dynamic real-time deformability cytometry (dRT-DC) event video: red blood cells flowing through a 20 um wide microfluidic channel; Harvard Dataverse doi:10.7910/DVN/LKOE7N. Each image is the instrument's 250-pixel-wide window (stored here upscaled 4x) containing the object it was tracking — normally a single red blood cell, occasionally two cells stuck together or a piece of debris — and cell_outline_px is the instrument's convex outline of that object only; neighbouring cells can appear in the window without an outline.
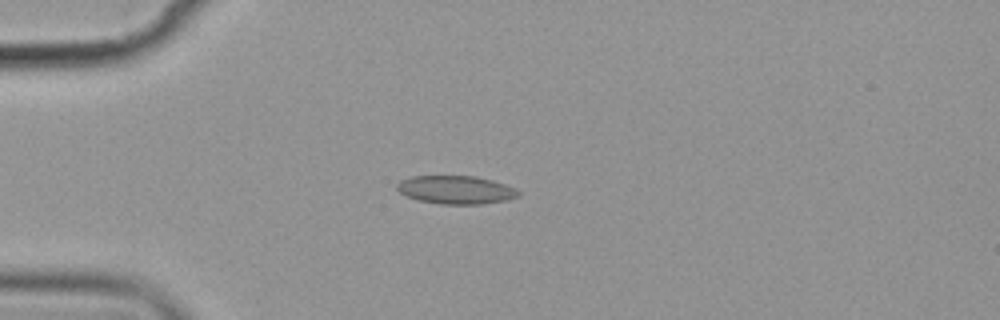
{"species": "common noctule bat (a hibernating species)", "species_latin": "Nyctalus noctula", "temperature_condition": "cold", "stored_images_in_passage": 8, "camera_frame_rate_fps": 3000, "um_per_image_px": 0.085, "animal": {"sex": "female", "body_mass_g": 19.9}, "frame": {"image": 1, "passage_image": 4, "time_ms": 3.667, "image_size_px": [1000, 320], "cell_outline_px": [[520, 196], [504, 200], [480, 204], [440, 204], [416, 200], [400, 192], [396, 188], [396, 184], [400, 180], [412, 176], [476, 176], [492, 180], [516, 188], [520, 192]], "centroid_in_image_um": [38.74, 16.13], "position_along_channel_um": 46.3, "area_um2": 20.0}}
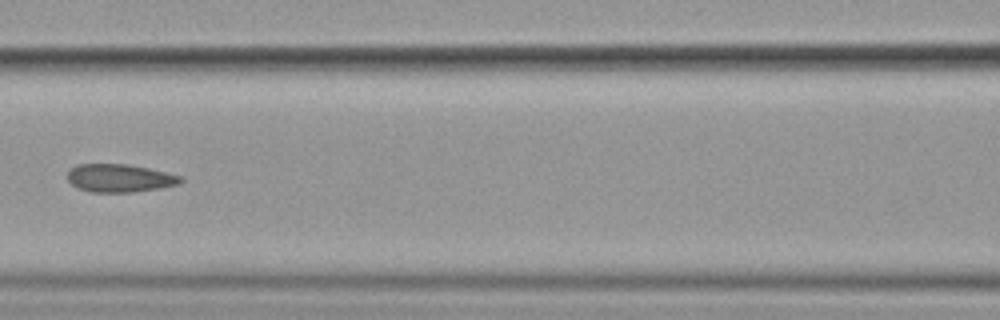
{"frame": {"image": 2, "passage_image": 7, "time_ms": 7.333, "image_size_px": [1000, 320], "cell_outline_px": [[184, 180], [180, 184], [160, 188], [132, 192], [92, 192], [80, 188], [72, 184], [68, 180], [68, 172], [76, 164], [128, 164], [148, 168], [184, 176]], "centroid_in_image_um": [10.23, 15.13], "position_along_channel_um": 156.4, "area_um2": 18.5}}
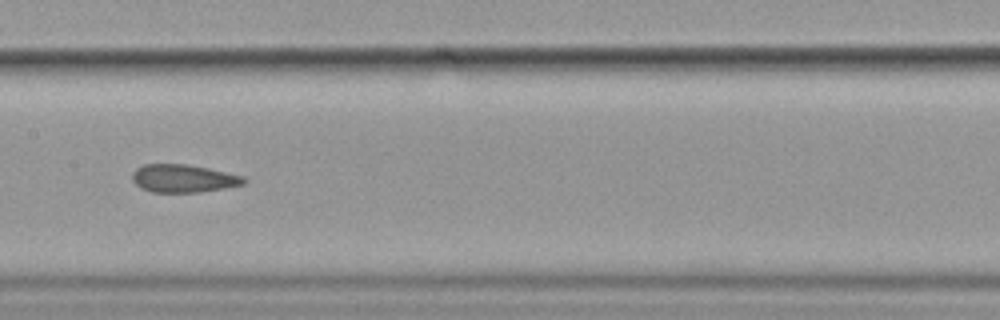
{"frame": {"image": 3, "passage_image": 8, "time_ms": 8.333, "image_size_px": [1000, 320], "cell_outline_px": [[248, 180], [244, 184], [224, 188], [200, 192], [152, 192], [140, 188], [132, 180], [132, 172], [136, 168], [144, 164], [188, 164], [208, 168], [244, 176]], "centroid_in_image_um": [15.58, 15.16], "position_along_channel_um": 191.8, "area_um2": 18.26}}